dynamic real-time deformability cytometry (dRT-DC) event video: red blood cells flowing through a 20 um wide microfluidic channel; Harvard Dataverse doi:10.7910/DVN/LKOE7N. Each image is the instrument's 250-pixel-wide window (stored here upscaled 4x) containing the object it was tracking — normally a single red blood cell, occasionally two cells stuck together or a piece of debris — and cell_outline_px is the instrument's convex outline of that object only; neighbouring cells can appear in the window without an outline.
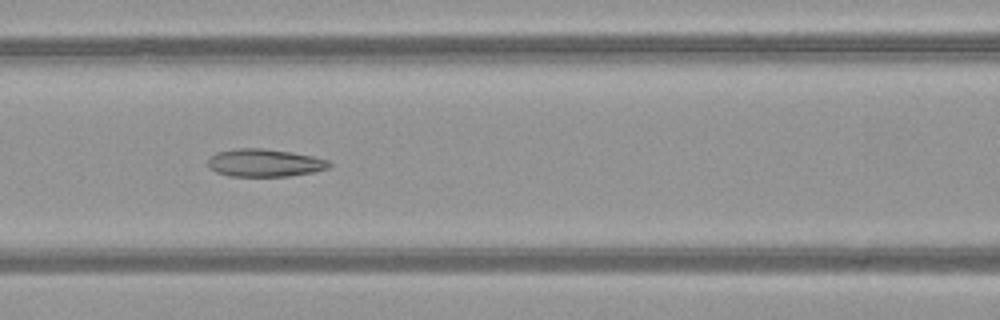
{"species": "common noctule bat (a hibernating species)", "species_latin": "Nyctalus noctula", "temperature_condition": "warm", "stored_images_in_passage": 7, "camera_frame_rate_fps": 3000, "um_per_image_px": 0.085, "animal": {"sex": "female", "body_mass_g": 21.9}, "frame": {"image": 1, "passage_image": 6, "time_ms": 1.667, "image_size_px": [1000, 320], "cell_outline_px": [[332, 164], [328, 168], [312, 172], [288, 176], [228, 176], [216, 172], [208, 168], [208, 160], [216, 152], [232, 148], [264, 148], [292, 152], [312, 156], [328, 160]], "centroid_in_image_um": [22.46, 13.83], "position_along_channel_um": 144.1, "area_um2": 19.71}}
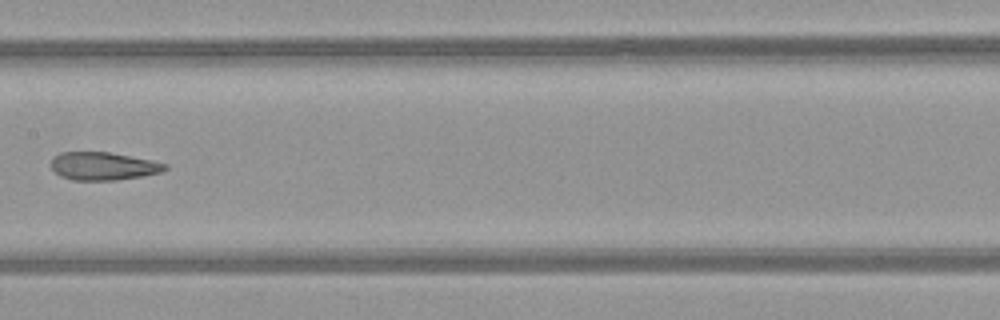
{"frame": {"image": 2, "passage_image": 7, "time_ms": 2.0, "image_size_px": [1000, 320], "cell_outline_px": [[168, 168], [160, 172], [140, 176], [116, 180], [72, 180], [60, 176], [48, 164], [52, 156], [60, 152], [108, 152], [152, 160], [168, 164]], "centroid_in_image_um": [8.72, 14.11], "position_along_channel_um": 198.7, "area_um2": 18.67}}